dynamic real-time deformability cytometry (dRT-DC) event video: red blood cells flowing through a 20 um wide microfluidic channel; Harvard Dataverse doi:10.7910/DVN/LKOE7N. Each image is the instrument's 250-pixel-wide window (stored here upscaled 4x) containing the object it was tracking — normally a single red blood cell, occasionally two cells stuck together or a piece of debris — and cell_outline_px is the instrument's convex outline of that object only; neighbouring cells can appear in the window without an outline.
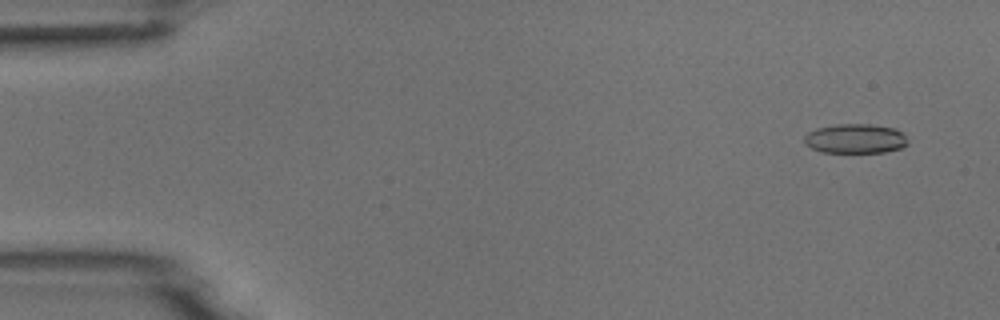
{"species": "common noctule bat (a hibernating species)", "species_latin": "Nyctalus noctula", "temperature_condition": "room temperature", "stored_images_in_passage": 9, "camera_frame_rate_fps": 3000, "um_per_image_px": 0.085, "animal": {"sex": "male", "body_mass_g": 18.8}, "frame": {"image": 1, "passage_image": 2, "time_ms": 0.333, "image_size_px": [1000, 320], "cell_outline_px": [[908, 144], [900, 148], [884, 152], [820, 152], [804, 144], [804, 136], [808, 132], [816, 128], [836, 124], [872, 124], [896, 128], [908, 140]], "centroid_in_image_um": [72.68, 11.78], "position_along_channel_um": 12.3, "area_um2": 17.86}}